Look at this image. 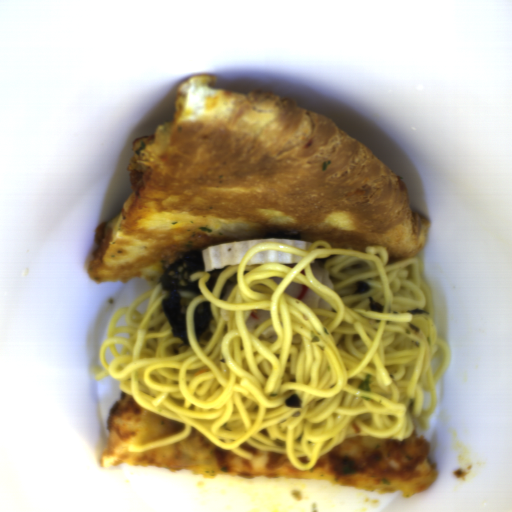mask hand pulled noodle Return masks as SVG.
Segmentation results:
<instances>
[{
    "mask_svg": "<svg viewBox=\"0 0 512 512\" xmlns=\"http://www.w3.org/2000/svg\"><path fill=\"white\" fill-rule=\"evenodd\" d=\"M262 250H278L303 257L292 264H252ZM315 262L328 270L335 285L327 288L314 277ZM418 256L390 263L385 246L364 251L333 248L316 240L308 250L281 243H260L237 265L220 273L212 291L209 271L189 275L201 294L179 293L190 346L173 335L163 309L166 293L159 282L128 307L112 316L107 338L100 345L104 370L91 367L99 381L111 376L136 405L183 424L172 436L139 446L130 453L170 445L191 435L192 427L205 439L244 460H251L246 442L257 449L286 454L296 470L311 469L321 456L351 437L403 441L416 427L430 428L436 410L435 384L452 360V350L438 337L432 294ZM237 286L224 301L220 296L236 273ZM371 290L354 294L357 281ZM291 282L307 285L333 311L310 308L284 294ZM383 305L371 312L368 297ZM150 297L144 314L135 309ZM211 301V327L199 343L194 311ZM424 309L430 315L412 316ZM269 310L270 319L255 331L245 322L252 310ZM126 314V327H115ZM273 326V343L259 340ZM127 332L130 338L116 337ZM114 344L123 346L120 354ZM115 359L108 365L105 350ZM442 354L433 375L431 360ZM372 374L371 392L358 390ZM431 407L422 408L423 393ZM298 395L302 408L285 404Z\"/></svg>",
    "mask_w": 512,
    "mask_h": 512,
    "instance_id": "hand-pulled-noodle-1",
    "label": "hand pulled noodle"
}]
</instances>
